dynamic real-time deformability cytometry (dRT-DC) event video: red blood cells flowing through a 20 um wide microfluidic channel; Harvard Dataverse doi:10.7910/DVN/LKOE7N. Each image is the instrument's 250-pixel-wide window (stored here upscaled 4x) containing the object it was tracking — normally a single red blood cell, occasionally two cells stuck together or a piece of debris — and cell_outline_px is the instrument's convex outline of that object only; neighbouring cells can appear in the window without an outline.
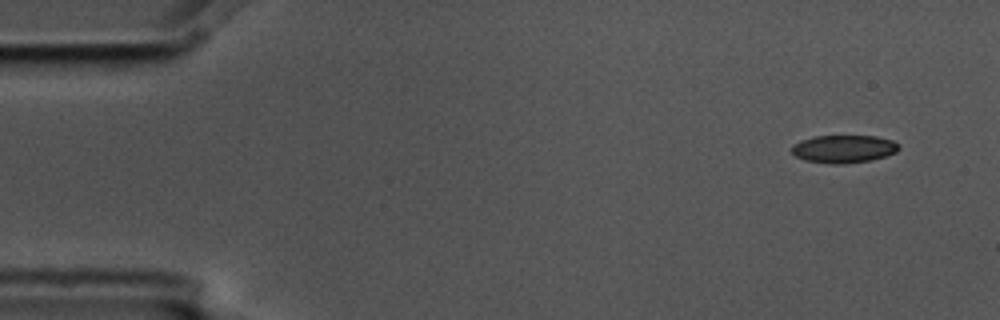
{"species": "common noctule bat (a hibernating species)", "species_latin": "Nyctalus noctula", "temperature_condition": "cold", "stored_images_in_passage": 4, "camera_frame_rate_fps": 3000, "um_per_image_px": 0.085, "animal": {"sex": "male", "body_mass_g": 17.5, "forearm_length_mm": 52.3}, "frame": {"image": 1, "passage_image": 1, "time_ms": 0.0, "image_size_px": [1000, 320], "cell_outline_px": [[900, 148], [896, 152], [888, 156], [872, 160], [844, 164], [832, 164], [804, 160], [796, 156], [792, 152], [792, 144], [800, 140], [812, 136], [876, 136], [892, 140], [900, 144]], "centroid_in_image_um": [71.73, 12.66], "position_along_channel_um": 13.3, "area_um2": 17.63}}